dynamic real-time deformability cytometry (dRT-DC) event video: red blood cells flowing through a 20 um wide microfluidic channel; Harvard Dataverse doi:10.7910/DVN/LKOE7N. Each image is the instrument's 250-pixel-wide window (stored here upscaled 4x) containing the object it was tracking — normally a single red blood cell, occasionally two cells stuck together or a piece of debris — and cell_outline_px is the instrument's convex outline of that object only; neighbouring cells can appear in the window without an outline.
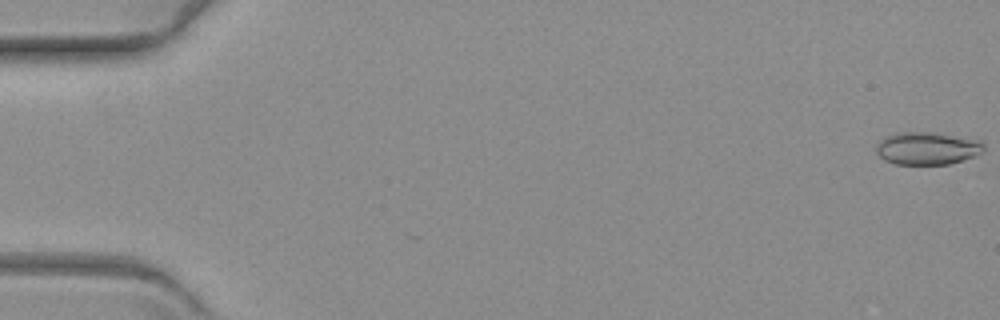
{"species": "common noctule bat (a hibernating species)", "species_latin": "Nyctalus noctula", "temperature_condition": "warm", "stored_images_in_passage": 60, "camera_frame_rate_fps": 3000, "um_per_image_px": 0.085, "animal": {"sex": "female", "body_mass_g": 19.3, "forearm_length_mm": 54.1}, "frame": {"image": 1, "passage_image": 1, "time_ms": 0.0, "image_size_px": [1000, 320], "cell_outline_px": [[984, 148], [976, 156], [948, 164], [896, 164], [884, 160], [876, 152], [876, 144], [884, 136], [896, 132], [932, 132], [976, 140], [984, 144]], "centroid_in_image_um": [78.75, 12.6], "position_along_channel_um": 6.3, "area_um2": 20.35}}
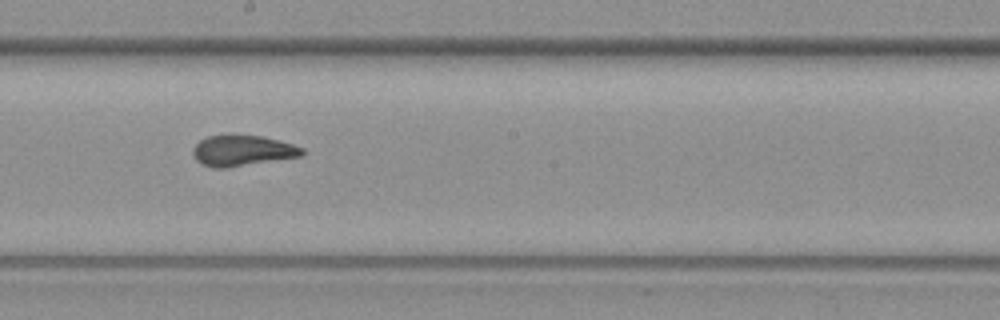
{"frame": {"image": 2, "passage_image": 34, "time_ms": 11.0, "image_size_px": [1000, 320], "cell_outline_px": [[304, 152], [300, 156], [228, 168], [212, 168], [200, 164], [196, 160], [192, 152], [192, 148], [200, 140], [208, 136], [228, 132], [232, 132], [260, 136], [280, 140], [304, 148]], "centroid_in_image_um": [20.54, 12.77], "position_along_channel_um": 227.7, "area_um2": 20.23}}
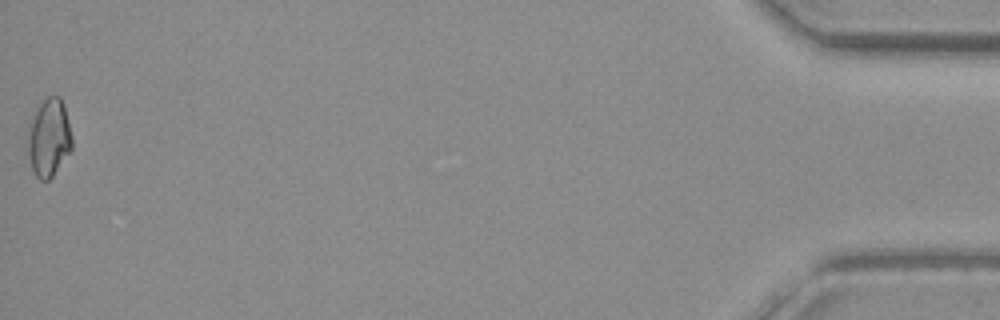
{"frame": {"image": 3, "passage_image": 60, "time_ms": 19.667, "image_size_px": [1000, 320], "cell_outline_px": [[72, 148], [52, 176], [48, 180], [40, 180], [36, 176], [32, 168], [28, 152], [28, 124], [36, 108], [48, 96], [60, 96], [64, 104], [72, 136]], "centroid_in_image_um": [4.15, 11.68], "position_along_channel_um": 431.0, "area_um2": 20.0}}